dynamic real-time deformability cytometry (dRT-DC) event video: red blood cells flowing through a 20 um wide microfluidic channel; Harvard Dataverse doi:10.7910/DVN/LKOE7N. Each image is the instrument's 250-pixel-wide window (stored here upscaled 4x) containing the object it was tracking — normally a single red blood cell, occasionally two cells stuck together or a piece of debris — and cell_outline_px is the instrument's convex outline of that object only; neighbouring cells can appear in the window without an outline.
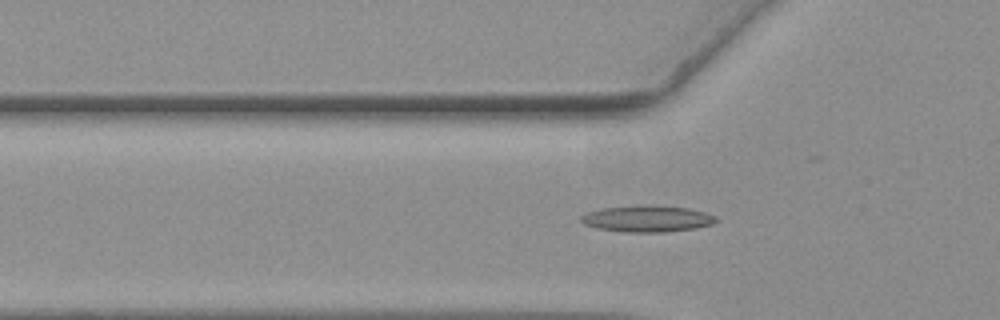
{"species": "common noctule bat (a hibernating species)", "species_latin": "Nyctalus noctula", "temperature_condition": "warm", "stored_images_in_passage": 35, "camera_frame_rate_fps": 3000, "um_per_image_px": 0.085, "animal": {"sex": "female", "body_mass_g": 19.3, "forearm_length_mm": 54.1}, "frame": {"image": 1, "passage_image": 4, "time_ms": 1.0, "image_size_px": [1000, 320], "cell_outline_px": [[720, 220], [712, 224], [696, 228], [664, 232], [624, 232], [596, 228], [584, 224], [580, 220], [580, 216], [588, 212], [600, 208], [636, 204], [648, 204], [688, 208], [704, 212], [716, 216]], "centroid_in_image_um": [55.0, 18.57], "position_along_channel_um": 70.8, "area_um2": 21.21}}
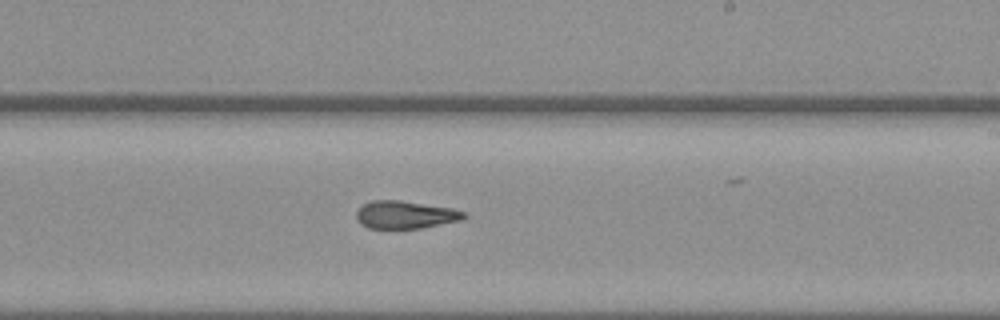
{"frame": {"image": 2, "passage_image": 19, "time_ms": 6.0, "image_size_px": [1000, 320], "cell_outline_px": [[468, 216], [460, 220], [420, 228], [392, 232], [368, 228], [360, 224], [356, 220], [356, 212], [364, 204], [372, 200], [400, 200], [452, 208], [464, 212]], "centroid_in_image_um": [34.38, 18.3], "position_along_channel_um": 254.6, "area_um2": 18.03}}
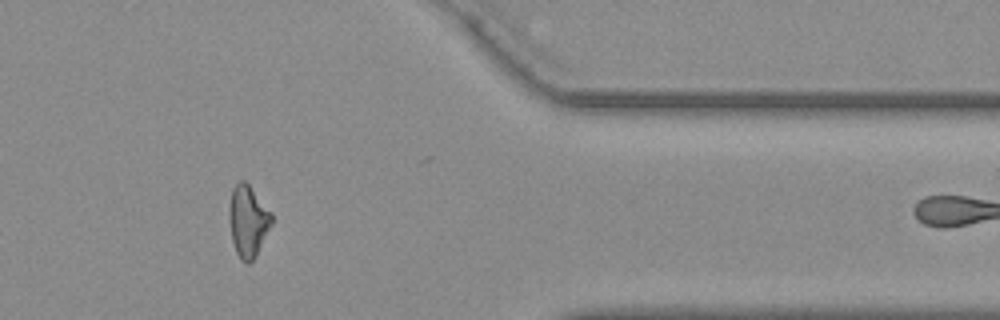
{"frame": {"image": 3, "passage_image": 32, "time_ms": 10.333, "image_size_px": [1000, 320], "cell_outline_px": [[272, 224], [256, 256], [248, 264], [244, 264], [240, 260], [236, 252], [232, 240], [228, 212], [228, 208], [232, 188], [240, 180], [244, 180], [248, 184], [272, 212]], "centroid_in_image_um": [21.07, 18.8], "position_along_channel_um": 390.3, "area_um2": 17.86}, "authors_computed_cell_mechanics": {"area_um2": 17.918, "velocity_mm_per_s": 3.6598, "shape_relaxation_time_tau1_ms": 6.6808, "shape_relaxation_time_tau2_ms": 2.6035, "deformation_change_tau1": 0.186, "deformation_change_tau2": 0.0904}}